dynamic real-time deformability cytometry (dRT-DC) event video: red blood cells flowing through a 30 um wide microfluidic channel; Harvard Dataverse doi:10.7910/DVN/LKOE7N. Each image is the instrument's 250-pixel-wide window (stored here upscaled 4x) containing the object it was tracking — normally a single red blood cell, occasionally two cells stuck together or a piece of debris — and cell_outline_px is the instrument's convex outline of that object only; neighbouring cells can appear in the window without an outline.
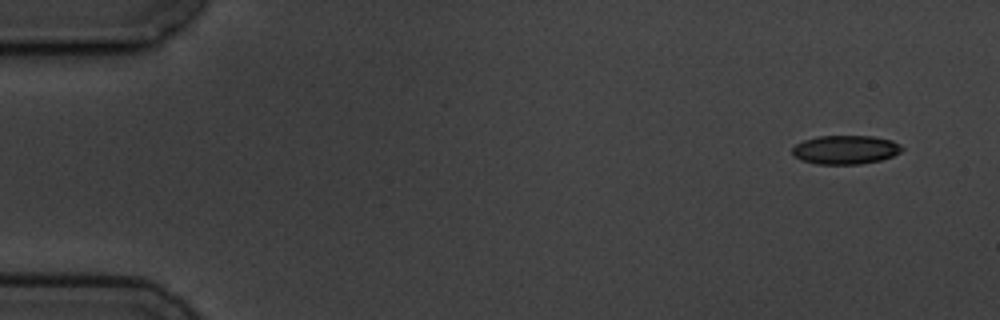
{"species": "common noctule bat (a hibernating species)", "species_latin": "Nyctalus noctula", "temperature_condition": "cold", "stored_images_in_passage": 4, "camera_frame_rate_fps": 3000, "um_per_image_px": 0.085, "animal": {"sex": "male", "body_mass_g": 19.5, "forearm_length_mm": 54.6}, "frame": {"image": 1, "passage_image": 1, "time_ms": 0.0, "image_size_px": [1000, 320], "cell_outline_px": [[904, 148], [900, 152], [892, 156], [880, 160], [860, 164], [816, 164], [800, 160], [792, 156], [792, 148], [796, 144], [804, 140], [816, 136], [872, 136], [892, 140], [900, 144]], "centroid_in_image_um": [71.84, 12.73], "position_along_channel_um": 13.2, "area_um2": 18.55}}
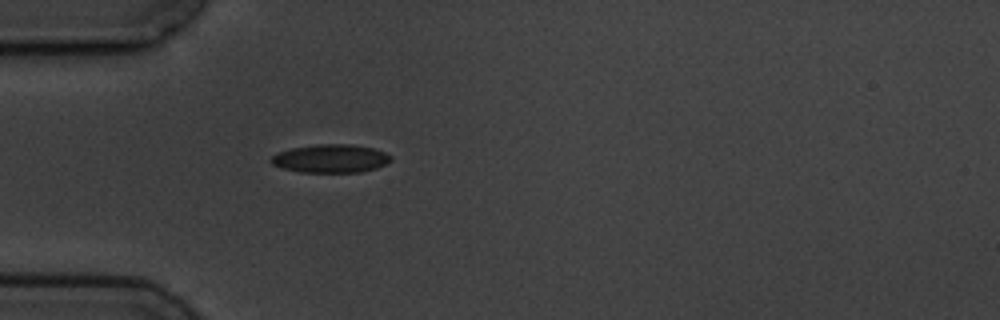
{"frame": {"image": 2, "passage_image": 4, "time_ms": 4.333, "image_size_px": [1000, 320], "cell_outline_px": [[392, 160], [376, 168], [360, 172], [300, 172], [284, 168], [272, 164], [268, 160], [272, 156], [280, 152], [292, 148], [316, 144], [352, 144], [376, 148], [392, 156]], "centroid_in_image_um": [28.13, 13.47], "position_along_channel_um": 56.9, "area_um2": 19.77}}